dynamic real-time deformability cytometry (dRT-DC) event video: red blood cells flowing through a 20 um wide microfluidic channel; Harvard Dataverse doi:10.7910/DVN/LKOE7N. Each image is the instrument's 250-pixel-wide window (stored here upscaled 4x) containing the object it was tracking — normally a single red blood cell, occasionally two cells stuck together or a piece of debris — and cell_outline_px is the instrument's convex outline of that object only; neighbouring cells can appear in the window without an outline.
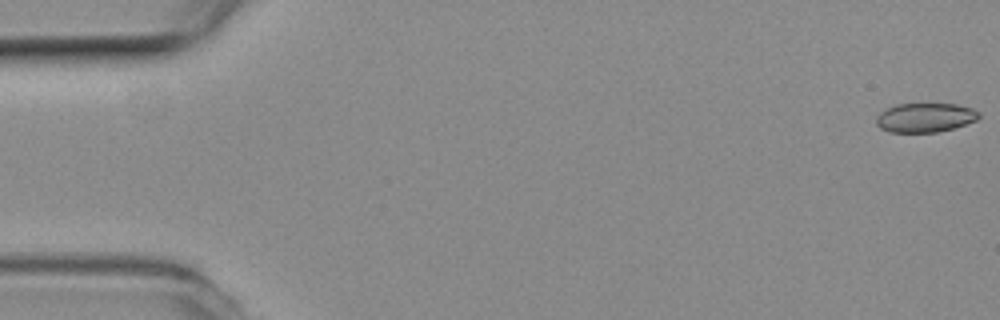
{"species": "common noctule bat (a hibernating species)", "species_latin": "Nyctalus noctula", "temperature_condition": "room temperature", "stored_images_in_passage": 10, "camera_frame_rate_fps": 3000, "um_per_image_px": 0.085, "animal": {"sex": "female", "body_mass_g": 19.3, "forearm_length_mm": 54.1}, "frame": {"image": 1, "passage_image": 1, "time_ms": 0.0, "image_size_px": [1000, 320], "cell_outline_px": [[980, 116], [976, 120], [952, 128], [936, 132], [888, 132], [880, 128], [876, 124], [876, 116], [880, 112], [896, 104], [956, 104], [972, 108], [980, 112]], "centroid_in_image_um": [78.61, 9.99], "position_along_channel_um": 6.4, "area_um2": 17.4}}